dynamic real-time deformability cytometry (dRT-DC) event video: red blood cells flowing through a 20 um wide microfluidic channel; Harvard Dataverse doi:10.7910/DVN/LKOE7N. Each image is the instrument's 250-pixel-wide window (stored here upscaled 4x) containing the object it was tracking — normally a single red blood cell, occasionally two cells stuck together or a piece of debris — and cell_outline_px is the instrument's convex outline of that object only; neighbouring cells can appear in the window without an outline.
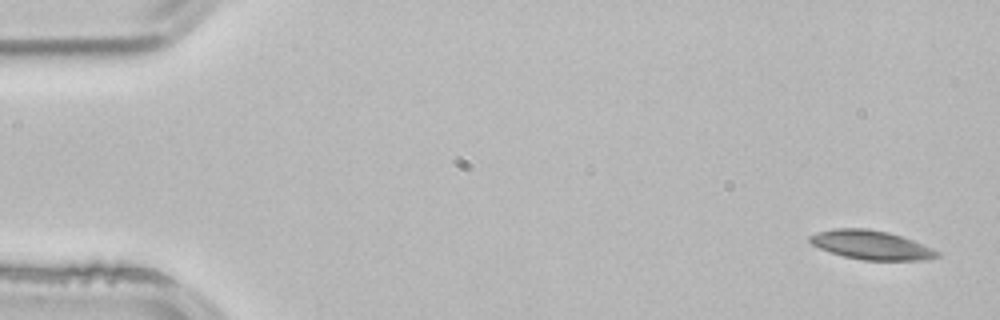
{"species": "common noctule bat (a hibernating species)", "species_latin": "Nyctalus noctula", "temperature_condition": "room temperature", "stored_images_in_passage": 3, "camera_frame_rate_fps": 3000, "um_per_image_px": 0.085, "animal": {"sex": "male", "body_mass_g": 21.5, "forearm_length_mm": 52.0}, "frame": {"image": 1, "passage_image": 1, "time_ms": 0.0, "image_size_px": [1000, 320], "cell_outline_px": [[940, 256], [924, 260], [864, 260], [844, 256], [820, 248], [812, 244], [808, 240], [808, 236], [816, 232], [832, 228], [868, 228], [888, 232], [912, 240], [932, 248], [940, 252]], "centroid_in_image_um": [74.03, 20.81], "position_along_channel_um": 11.0, "area_um2": 21.44}}